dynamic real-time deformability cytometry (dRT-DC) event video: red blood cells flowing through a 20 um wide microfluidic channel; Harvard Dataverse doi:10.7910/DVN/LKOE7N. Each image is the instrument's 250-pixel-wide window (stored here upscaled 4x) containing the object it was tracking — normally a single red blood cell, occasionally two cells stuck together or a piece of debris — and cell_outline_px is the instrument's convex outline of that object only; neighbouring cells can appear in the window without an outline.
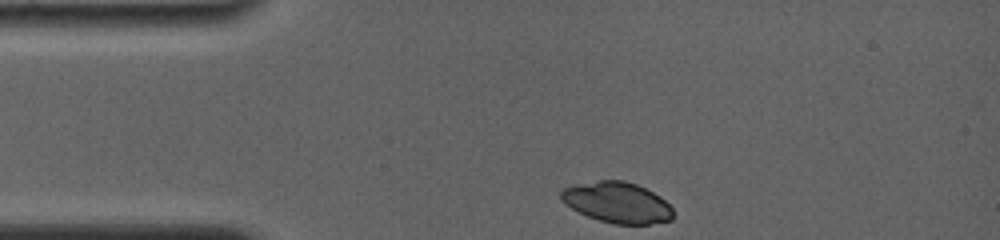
{"species": "common noctule bat (a hibernating species)", "species_latin": "Nyctalus noctula", "temperature_condition": "room temperature", "stored_images_in_passage": 11, "camera_frame_rate_fps": 4000, "um_per_image_px": 0.085, "animal": {"sex": "female", "body_mass_g": 19.0, "forearm_length_mm": 56.7}, "frame": {"image": 1, "passage_image": 1, "time_ms": 0.0, "image_size_px": [1000, 240], "cell_outline_px": [[672, 220], [648, 224], [616, 224], [600, 220], [588, 216], [572, 208], [560, 200], [560, 192], [564, 188], [580, 184], [600, 180], [624, 180], [636, 184], [660, 196], [672, 208]], "centroid_in_image_um": [52.47, 17.21], "position_along_channel_um": 32.5, "area_um2": 26.3}}
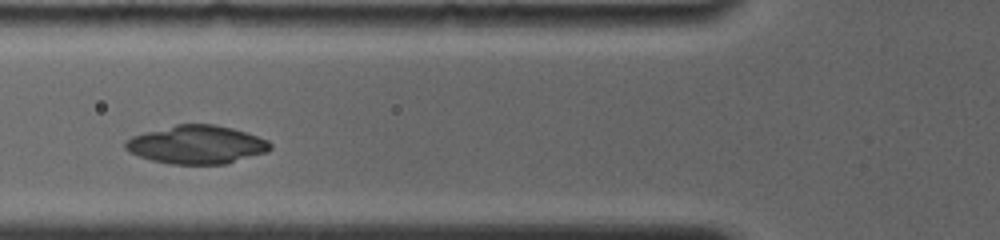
{"frame": {"image": 2, "passage_image": 7, "time_ms": 3.0, "image_size_px": [1000, 240], "cell_outline_px": [[272, 148], [268, 152], [224, 164], [172, 164], [152, 160], [128, 152], [124, 148], [124, 144], [132, 136], [176, 124], [212, 124], [232, 128], [268, 140], [272, 144]], "centroid_in_image_um": [16.73, 12.3], "position_along_channel_um": 109.1, "area_um2": 32.14}}
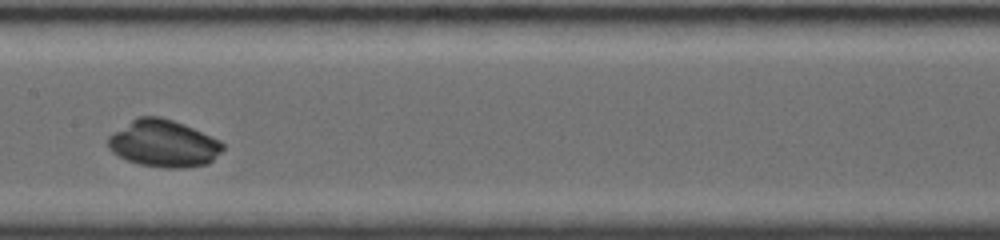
{"frame": {"image": 3, "passage_image": 10, "time_ms": 5.25, "image_size_px": [1000, 240], "cell_outline_px": [[224, 148], [208, 164], [184, 168], [164, 168], [140, 164], [128, 160], [112, 152], [108, 148], [108, 136], [136, 116], [160, 116], [184, 124], [220, 140], [224, 144]], "centroid_in_image_um": [13.9, 12.19], "position_along_channel_um": 193.5, "area_um2": 31.44}}